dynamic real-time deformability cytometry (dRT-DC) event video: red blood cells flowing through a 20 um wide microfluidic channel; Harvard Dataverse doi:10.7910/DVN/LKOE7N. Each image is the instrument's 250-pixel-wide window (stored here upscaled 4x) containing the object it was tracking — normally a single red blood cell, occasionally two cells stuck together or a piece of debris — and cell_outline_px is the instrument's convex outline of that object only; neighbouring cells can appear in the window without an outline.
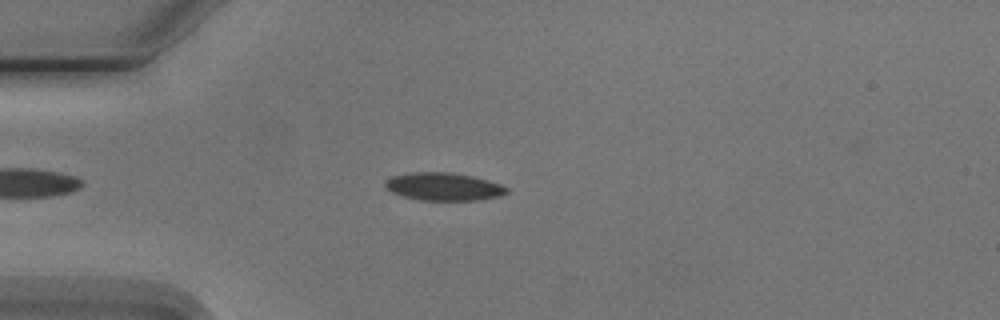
{"species": "Egyptian fruit bat (a non-hibernating species)", "species_latin": "Rousettus aegyptiacus", "temperature_condition": "cold", "stored_images_in_passage": 6, "camera_frame_rate_fps": 3000, "um_per_image_px": 0.085, "animal": {"sex": "male"}, "frame": {"image": 1, "passage_image": 5, "time_ms": 4.667, "image_size_px": [1000, 320], "cell_outline_px": [[508, 192], [500, 196], [480, 200], [420, 200], [404, 196], [392, 192], [384, 188], [384, 184], [392, 176], [412, 172], [448, 172], [472, 176], [488, 180], [500, 184], [508, 188]], "centroid_in_image_um": [37.71, 15.86], "position_along_channel_um": 47.3, "area_um2": 19.65}}